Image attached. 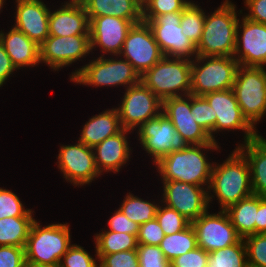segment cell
<instances>
[{
    "label": "cell",
    "instance_id": "obj_1",
    "mask_svg": "<svg viewBox=\"0 0 266 267\" xmlns=\"http://www.w3.org/2000/svg\"><path fill=\"white\" fill-rule=\"evenodd\" d=\"M220 150V143L188 145L169 153L153 165L160 174V181H180L205 186L208 190L214 162L208 159L207 154L208 151L220 153Z\"/></svg>",
    "mask_w": 266,
    "mask_h": 267
},
{
    "label": "cell",
    "instance_id": "obj_2",
    "mask_svg": "<svg viewBox=\"0 0 266 267\" xmlns=\"http://www.w3.org/2000/svg\"><path fill=\"white\" fill-rule=\"evenodd\" d=\"M207 192L209 207L216 197L223 211L253 194L247 159L236 147L225 161L214 162Z\"/></svg>",
    "mask_w": 266,
    "mask_h": 267
},
{
    "label": "cell",
    "instance_id": "obj_3",
    "mask_svg": "<svg viewBox=\"0 0 266 267\" xmlns=\"http://www.w3.org/2000/svg\"><path fill=\"white\" fill-rule=\"evenodd\" d=\"M236 8L232 1L223 0L210 14L205 10L202 38L196 46L198 56L234 55L237 25L242 13V10L237 11Z\"/></svg>",
    "mask_w": 266,
    "mask_h": 267
},
{
    "label": "cell",
    "instance_id": "obj_4",
    "mask_svg": "<svg viewBox=\"0 0 266 267\" xmlns=\"http://www.w3.org/2000/svg\"><path fill=\"white\" fill-rule=\"evenodd\" d=\"M90 58L91 61L88 60V63L71 72L70 82L83 87L84 85L93 88L122 86L123 89L140 82V74L120 55Z\"/></svg>",
    "mask_w": 266,
    "mask_h": 267
},
{
    "label": "cell",
    "instance_id": "obj_5",
    "mask_svg": "<svg viewBox=\"0 0 266 267\" xmlns=\"http://www.w3.org/2000/svg\"><path fill=\"white\" fill-rule=\"evenodd\" d=\"M40 224V221L35 220L31 226L24 247L25 262L58 267L62 256L73 244L70 224L58 222L44 227Z\"/></svg>",
    "mask_w": 266,
    "mask_h": 267
},
{
    "label": "cell",
    "instance_id": "obj_6",
    "mask_svg": "<svg viewBox=\"0 0 266 267\" xmlns=\"http://www.w3.org/2000/svg\"><path fill=\"white\" fill-rule=\"evenodd\" d=\"M140 81L162 102L191 93V60L163 56L140 76Z\"/></svg>",
    "mask_w": 266,
    "mask_h": 267
},
{
    "label": "cell",
    "instance_id": "obj_7",
    "mask_svg": "<svg viewBox=\"0 0 266 267\" xmlns=\"http://www.w3.org/2000/svg\"><path fill=\"white\" fill-rule=\"evenodd\" d=\"M239 67L233 56H196L191 60V93L203 96L232 89Z\"/></svg>",
    "mask_w": 266,
    "mask_h": 267
},
{
    "label": "cell",
    "instance_id": "obj_8",
    "mask_svg": "<svg viewBox=\"0 0 266 267\" xmlns=\"http://www.w3.org/2000/svg\"><path fill=\"white\" fill-rule=\"evenodd\" d=\"M233 91L243 116L257 129L266 117V76L262 67L239 65Z\"/></svg>",
    "mask_w": 266,
    "mask_h": 267
},
{
    "label": "cell",
    "instance_id": "obj_9",
    "mask_svg": "<svg viewBox=\"0 0 266 267\" xmlns=\"http://www.w3.org/2000/svg\"><path fill=\"white\" fill-rule=\"evenodd\" d=\"M120 97V102L114 106L122 129L136 131L143 123L162 113L163 102L141 81L129 86Z\"/></svg>",
    "mask_w": 266,
    "mask_h": 267
},
{
    "label": "cell",
    "instance_id": "obj_10",
    "mask_svg": "<svg viewBox=\"0 0 266 267\" xmlns=\"http://www.w3.org/2000/svg\"><path fill=\"white\" fill-rule=\"evenodd\" d=\"M136 133L141 148L152 158V164H156L169 153L188 146L164 113L143 123Z\"/></svg>",
    "mask_w": 266,
    "mask_h": 267
},
{
    "label": "cell",
    "instance_id": "obj_11",
    "mask_svg": "<svg viewBox=\"0 0 266 267\" xmlns=\"http://www.w3.org/2000/svg\"><path fill=\"white\" fill-rule=\"evenodd\" d=\"M203 97L213 108L214 117H217L213 128L214 142H219L215 138V135L219 132H237V130H241L244 135H242V143L239 144H244L260 134L258 129H255L243 116L233 89L210 92Z\"/></svg>",
    "mask_w": 266,
    "mask_h": 267
},
{
    "label": "cell",
    "instance_id": "obj_12",
    "mask_svg": "<svg viewBox=\"0 0 266 267\" xmlns=\"http://www.w3.org/2000/svg\"><path fill=\"white\" fill-rule=\"evenodd\" d=\"M58 152L57 167L63 179L70 185L84 187L101 177L95 164L92 147L77 140L75 144H60Z\"/></svg>",
    "mask_w": 266,
    "mask_h": 267
},
{
    "label": "cell",
    "instance_id": "obj_13",
    "mask_svg": "<svg viewBox=\"0 0 266 267\" xmlns=\"http://www.w3.org/2000/svg\"><path fill=\"white\" fill-rule=\"evenodd\" d=\"M182 12H173L157 16L147 22L162 54L166 57L194 59L196 46L183 34L180 25Z\"/></svg>",
    "mask_w": 266,
    "mask_h": 267
},
{
    "label": "cell",
    "instance_id": "obj_14",
    "mask_svg": "<svg viewBox=\"0 0 266 267\" xmlns=\"http://www.w3.org/2000/svg\"><path fill=\"white\" fill-rule=\"evenodd\" d=\"M40 62L51 71H59L64 67L82 61L91 53L90 35L52 36L49 35L39 46Z\"/></svg>",
    "mask_w": 266,
    "mask_h": 267
},
{
    "label": "cell",
    "instance_id": "obj_15",
    "mask_svg": "<svg viewBox=\"0 0 266 267\" xmlns=\"http://www.w3.org/2000/svg\"><path fill=\"white\" fill-rule=\"evenodd\" d=\"M161 203L176 210L191 223L209 207L205 187L180 181H162Z\"/></svg>",
    "mask_w": 266,
    "mask_h": 267
},
{
    "label": "cell",
    "instance_id": "obj_16",
    "mask_svg": "<svg viewBox=\"0 0 266 267\" xmlns=\"http://www.w3.org/2000/svg\"><path fill=\"white\" fill-rule=\"evenodd\" d=\"M120 56L130 62L141 76L164 55L148 23L141 21L129 29Z\"/></svg>",
    "mask_w": 266,
    "mask_h": 267
},
{
    "label": "cell",
    "instance_id": "obj_17",
    "mask_svg": "<svg viewBox=\"0 0 266 267\" xmlns=\"http://www.w3.org/2000/svg\"><path fill=\"white\" fill-rule=\"evenodd\" d=\"M197 236V245L212 252L236 244L241 237L237 234L226 211L210 213L209 209L192 223Z\"/></svg>",
    "mask_w": 266,
    "mask_h": 267
},
{
    "label": "cell",
    "instance_id": "obj_18",
    "mask_svg": "<svg viewBox=\"0 0 266 267\" xmlns=\"http://www.w3.org/2000/svg\"><path fill=\"white\" fill-rule=\"evenodd\" d=\"M91 55L97 48L102 54L98 56L120 55L129 29L130 20L115 16L88 17Z\"/></svg>",
    "mask_w": 266,
    "mask_h": 267
},
{
    "label": "cell",
    "instance_id": "obj_19",
    "mask_svg": "<svg viewBox=\"0 0 266 267\" xmlns=\"http://www.w3.org/2000/svg\"><path fill=\"white\" fill-rule=\"evenodd\" d=\"M241 16L233 57L239 65L261 67L266 62V24Z\"/></svg>",
    "mask_w": 266,
    "mask_h": 267
},
{
    "label": "cell",
    "instance_id": "obj_20",
    "mask_svg": "<svg viewBox=\"0 0 266 267\" xmlns=\"http://www.w3.org/2000/svg\"><path fill=\"white\" fill-rule=\"evenodd\" d=\"M162 113L172 121L176 131L188 145L219 143L214 142L210 135L196 123L193 113H191V94L165 99Z\"/></svg>",
    "mask_w": 266,
    "mask_h": 267
},
{
    "label": "cell",
    "instance_id": "obj_21",
    "mask_svg": "<svg viewBox=\"0 0 266 267\" xmlns=\"http://www.w3.org/2000/svg\"><path fill=\"white\" fill-rule=\"evenodd\" d=\"M14 3L16 12L12 26L40 46L49 36L51 9L43 0H15Z\"/></svg>",
    "mask_w": 266,
    "mask_h": 267
},
{
    "label": "cell",
    "instance_id": "obj_22",
    "mask_svg": "<svg viewBox=\"0 0 266 267\" xmlns=\"http://www.w3.org/2000/svg\"><path fill=\"white\" fill-rule=\"evenodd\" d=\"M134 132L122 129L114 136L106 138L93 147L95 164L101 175L119 173L131 161L133 147H130L128 134ZM128 137V138H127Z\"/></svg>",
    "mask_w": 266,
    "mask_h": 267
},
{
    "label": "cell",
    "instance_id": "obj_23",
    "mask_svg": "<svg viewBox=\"0 0 266 267\" xmlns=\"http://www.w3.org/2000/svg\"><path fill=\"white\" fill-rule=\"evenodd\" d=\"M48 26L52 36L90 35L84 5L61 4L58 9H51Z\"/></svg>",
    "mask_w": 266,
    "mask_h": 267
},
{
    "label": "cell",
    "instance_id": "obj_24",
    "mask_svg": "<svg viewBox=\"0 0 266 267\" xmlns=\"http://www.w3.org/2000/svg\"><path fill=\"white\" fill-rule=\"evenodd\" d=\"M9 29L7 32L4 29L0 31V41L15 68L19 71L41 64L39 45L15 27Z\"/></svg>",
    "mask_w": 266,
    "mask_h": 267
},
{
    "label": "cell",
    "instance_id": "obj_25",
    "mask_svg": "<svg viewBox=\"0 0 266 267\" xmlns=\"http://www.w3.org/2000/svg\"><path fill=\"white\" fill-rule=\"evenodd\" d=\"M236 148L247 159L253 194L266 197V138L259 134Z\"/></svg>",
    "mask_w": 266,
    "mask_h": 267
},
{
    "label": "cell",
    "instance_id": "obj_26",
    "mask_svg": "<svg viewBox=\"0 0 266 267\" xmlns=\"http://www.w3.org/2000/svg\"><path fill=\"white\" fill-rule=\"evenodd\" d=\"M122 130L116 108L106 109L93 115L86 121L80 132L79 142L94 147L106 138L116 135Z\"/></svg>",
    "mask_w": 266,
    "mask_h": 267
},
{
    "label": "cell",
    "instance_id": "obj_27",
    "mask_svg": "<svg viewBox=\"0 0 266 267\" xmlns=\"http://www.w3.org/2000/svg\"><path fill=\"white\" fill-rule=\"evenodd\" d=\"M84 7L88 17L115 16L133 24L142 21V0H88Z\"/></svg>",
    "mask_w": 266,
    "mask_h": 267
},
{
    "label": "cell",
    "instance_id": "obj_28",
    "mask_svg": "<svg viewBox=\"0 0 266 267\" xmlns=\"http://www.w3.org/2000/svg\"><path fill=\"white\" fill-rule=\"evenodd\" d=\"M258 207L259 195L252 194L225 210L241 238L255 234V220Z\"/></svg>",
    "mask_w": 266,
    "mask_h": 267
},
{
    "label": "cell",
    "instance_id": "obj_29",
    "mask_svg": "<svg viewBox=\"0 0 266 267\" xmlns=\"http://www.w3.org/2000/svg\"><path fill=\"white\" fill-rule=\"evenodd\" d=\"M34 217H5L0 219V246L25 247Z\"/></svg>",
    "mask_w": 266,
    "mask_h": 267
},
{
    "label": "cell",
    "instance_id": "obj_30",
    "mask_svg": "<svg viewBox=\"0 0 266 267\" xmlns=\"http://www.w3.org/2000/svg\"><path fill=\"white\" fill-rule=\"evenodd\" d=\"M102 231V232H101ZM95 233L94 245L97 255H109L116 252L137 249V237L128 233L101 230Z\"/></svg>",
    "mask_w": 266,
    "mask_h": 267
},
{
    "label": "cell",
    "instance_id": "obj_31",
    "mask_svg": "<svg viewBox=\"0 0 266 267\" xmlns=\"http://www.w3.org/2000/svg\"><path fill=\"white\" fill-rule=\"evenodd\" d=\"M155 202L150 200H144L143 198L134 195L131 192H127L122 203L119 205V209L124 213V215L135 222L139 226L152 221L156 217L157 208L161 200Z\"/></svg>",
    "mask_w": 266,
    "mask_h": 267
},
{
    "label": "cell",
    "instance_id": "obj_32",
    "mask_svg": "<svg viewBox=\"0 0 266 267\" xmlns=\"http://www.w3.org/2000/svg\"><path fill=\"white\" fill-rule=\"evenodd\" d=\"M159 247L169 262L195 249L198 245L194 227L190 224L178 233L165 235Z\"/></svg>",
    "mask_w": 266,
    "mask_h": 267
},
{
    "label": "cell",
    "instance_id": "obj_33",
    "mask_svg": "<svg viewBox=\"0 0 266 267\" xmlns=\"http://www.w3.org/2000/svg\"><path fill=\"white\" fill-rule=\"evenodd\" d=\"M207 267H248L243 238L234 245L208 252Z\"/></svg>",
    "mask_w": 266,
    "mask_h": 267
},
{
    "label": "cell",
    "instance_id": "obj_34",
    "mask_svg": "<svg viewBox=\"0 0 266 267\" xmlns=\"http://www.w3.org/2000/svg\"><path fill=\"white\" fill-rule=\"evenodd\" d=\"M197 2L191 1L189 5L181 13L180 25L182 32L186 35L195 46L201 41L202 32L205 23V10L197 4Z\"/></svg>",
    "mask_w": 266,
    "mask_h": 267
},
{
    "label": "cell",
    "instance_id": "obj_35",
    "mask_svg": "<svg viewBox=\"0 0 266 267\" xmlns=\"http://www.w3.org/2000/svg\"><path fill=\"white\" fill-rule=\"evenodd\" d=\"M192 0H142V20H153L157 16L182 12Z\"/></svg>",
    "mask_w": 266,
    "mask_h": 267
},
{
    "label": "cell",
    "instance_id": "obj_36",
    "mask_svg": "<svg viewBox=\"0 0 266 267\" xmlns=\"http://www.w3.org/2000/svg\"><path fill=\"white\" fill-rule=\"evenodd\" d=\"M25 203L12 190L0 187V219L5 217H34L35 211L26 208Z\"/></svg>",
    "mask_w": 266,
    "mask_h": 267
},
{
    "label": "cell",
    "instance_id": "obj_37",
    "mask_svg": "<svg viewBox=\"0 0 266 267\" xmlns=\"http://www.w3.org/2000/svg\"><path fill=\"white\" fill-rule=\"evenodd\" d=\"M165 235L175 234L186 229L191 222L176 210L169 208L160 202L156 217Z\"/></svg>",
    "mask_w": 266,
    "mask_h": 267
},
{
    "label": "cell",
    "instance_id": "obj_38",
    "mask_svg": "<svg viewBox=\"0 0 266 267\" xmlns=\"http://www.w3.org/2000/svg\"><path fill=\"white\" fill-rule=\"evenodd\" d=\"M191 113L198 123L212 138L213 128L216 124L213 108L209 105L203 96H196L191 94Z\"/></svg>",
    "mask_w": 266,
    "mask_h": 267
},
{
    "label": "cell",
    "instance_id": "obj_39",
    "mask_svg": "<svg viewBox=\"0 0 266 267\" xmlns=\"http://www.w3.org/2000/svg\"><path fill=\"white\" fill-rule=\"evenodd\" d=\"M248 266L266 267V233H258L243 238Z\"/></svg>",
    "mask_w": 266,
    "mask_h": 267
},
{
    "label": "cell",
    "instance_id": "obj_40",
    "mask_svg": "<svg viewBox=\"0 0 266 267\" xmlns=\"http://www.w3.org/2000/svg\"><path fill=\"white\" fill-rule=\"evenodd\" d=\"M94 256L83 246L75 243L62 256L58 267H99L97 254Z\"/></svg>",
    "mask_w": 266,
    "mask_h": 267
},
{
    "label": "cell",
    "instance_id": "obj_41",
    "mask_svg": "<svg viewBox=\"0 0 266 267\" xmlns=\"http://www.w3.org/2000/svg\"><path fill=\"white\" fill-rule=\"evenodd\" d=\"M137 254L140 267H170L169 262L159 246L138 244Z\"/></svg>",
    "mask_w": 266,
    "mask_h": 267
},
{
    "label": "cell",
    "instance_id": "obj_42",
    "mask_svg": "<svg viewBox=\"0 0 266 267\" xmlns=\"http://www.w3.org/2000/svg\"><path fill=\"white\" fill-rule=\"evenodd\" d=\"M97 257L99 267H140L136 249Z\"/></svg>",
    "mask_w": 266,
    "mask_h": 267
},
{
    "label": "cell",
    "instance_id": "obj_43",
    "mask_svg": "<svg viewBox=\"0 0 266 267\" xmlns=\"http://www.w3.org/2000/svg\"><path fill=\"white\" fill-rule=\"evenodd\" d=\"M164 236L165 234L155 218L139 226L137 243L159 246Z\"/></svg>",
    "mask_w": 266,
    "mask_h": 267
},
{
    "label": "cell",
    "instance_id": "obj_44",
    "mask_svg": "<svg viewBox=\"0 0 266 267\" xmlns=\"http://www.w3.org/2000/svg\"><path fill=\"white\" fill-rule=\"evenodd\" d=\"M107 227L108 228L101 230L128 233L135 235L136 237L139 230V225L128 219L119 208L112 213V216L107 221Z\"/></svg>",
    "mask_w": 266,
    "mask_h": 267
},
{
    "label": "cell",
    "instance_id": "obj_45",
    "mask_svg": "<svg viewBox=\"0 0 266 267\" xmlns=\"http://www.w3.org/2000/svg\"><path fill=\"white\" fill-rule=\"evenodd\" d=\"M208 252L201 247L184 253L171 261L172 267H207Z\"/></svg>",
    "mask_w": 266,
    "mask_h": 267
},
{
    "label": "cell",
    "instance_id": "obj_46",
    "mask_svg": "<svg viewBox=\"0 0 266 267\" xmlns=\"http://www.w3.org/2000/svg\"><path fill=\"white\" fill-rule=\"evenodd\" d=\"M24 264V247L0 246V267H23Z\"/></svg>",
    "mask_w": 266,
    "mask_h": 267
},
{
    "label": "cell",
    "instance_id": "obj_47",
    "mask_svg": "<svg viewBox=\"0 0 266 267\" xmlns=\"http://www.w3.org/2000/svg\"><path fill=\"white\" fill-rule=\"evenodd\" d=\"M245 9H241L244 17L251 21L266 24V0H244Z\"/></svg>",
    "mask_w": 266,
    "mask_h": 267
},
{
    "label": "cell",
    "instance_id": "obj_48",
    "mask_svg": "<svg viewBox=\"0 0 266 267\" xmlns=\"http://www.w3.org/2000/svg\"><path fill=\"white\" fill-rule=\"evenodd\" d=\"M15 71L17 72V69L0 41V88H2L4 84L6 85V82L9 78L13 77L12 75Z\"/></svg>",
    "mask_w": 266,
    "mask_h": 267
},
{
    "label": "cell",
    "instance_id": "obj_49",
    "mask_svg": "<svg viewBox=\"0 0 266 267\" xmlns=\"http://www.w3.org/2000/svg\"><path fill=\"white\" fill-rule=\"evenodd\" d=\"M266 233V197L259 196V207L255 220V234Z\"/></svg>",
    "mask_w": 266,
    "mask_h": 267
},
{
    "label": "cell",
    "instance_id": "obj_50",
    "mask_svg": "<svg viewBox=\"0 0 266 267\" xmlns=\"http://www.w3.org/2000/svg\"><path fill=\"white\" fill-rule=\"evenodd\" d=\"M88 0H68L61 4L84 5Z\"/></svg>",
    "mask_w": 266,
    "mask_h": 267
},
{
    "label": "cell",
    "instance_id": "obj_51",
    "mask_svg": "<svg viewBox=\"0 0 266 267\" xmlns=\"http://www.w3.org/2000/svg\"><path fill=\"white\" fill-rule=\"evenodd\" d=\"M23 267H49V266H42V265H36V264L25 262Z\"/></svg>",
    "mask_w": 266,
    "mask_h": 267
},
{
    "label": "cell",
    "instance_id": "obj_52",
    "mask_svg": "<svg viewBox=\"0 0 266 267\" xmlns=\"http://www.w3.org/2000/svg\"><path fill=\"white\" fill-rule=\"evenodd\" d=\"M6 0H0V13L3 11V5H5L6 4V2H5Z\"/></svg>",
    "mask_w": 266,
    "mask_h": 267
},
{
    "label": "cell",
    "instance_id": "obj_53",
    "mask_svg": "<svg viewBox=\"0 0 266 267\" xmlns=\"http://www.w3.org/2000/svg\"><path fill=\"white\" fill-rule=\"evenodd\" d=\"M261 67L263 68L265 76H266V62Z\"/></svg>",
    "mask_w": 266,
    "mask_h": 267
}]
</instances>
